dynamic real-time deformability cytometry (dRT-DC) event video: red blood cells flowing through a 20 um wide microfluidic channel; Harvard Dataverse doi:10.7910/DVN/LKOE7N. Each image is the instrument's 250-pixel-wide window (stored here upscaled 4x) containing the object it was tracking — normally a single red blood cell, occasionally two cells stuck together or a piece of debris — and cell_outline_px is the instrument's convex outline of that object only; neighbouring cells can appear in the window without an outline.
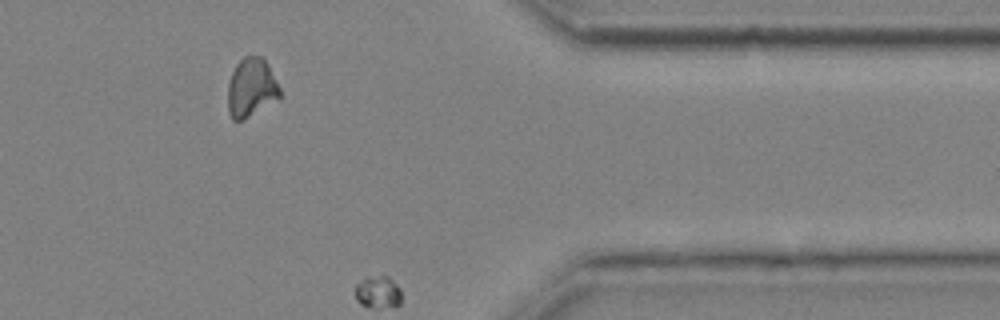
{"species": "common noctule bat (a hibernating species)", "species_latin": "Nyctalus noctula", "temperature_condition": "cold", "stored_images_in_passage": 44, "segment_of_instrument_passage": [2, 2], "camera_frame_rate_fps": 3000, "um_per_image_px": 0.085, "animal": {"sex": "male", "body_mass_g": 20.4}, "frame": {"image": 1, "passage_image": 41, "time_ms": 13.333, "image_size_px": [1000, 320], "cell_outline_px": [[280, 100], [244, 120], [232, 120], [228, 112], [228, 84], [232, 72], [236, 64], [244, 56], [264, 56], [280, 88]], "centroid_in_image_um": [21.38, 7.48], "position_along_channel_um": 390.0, "area_um2": 18.26}}